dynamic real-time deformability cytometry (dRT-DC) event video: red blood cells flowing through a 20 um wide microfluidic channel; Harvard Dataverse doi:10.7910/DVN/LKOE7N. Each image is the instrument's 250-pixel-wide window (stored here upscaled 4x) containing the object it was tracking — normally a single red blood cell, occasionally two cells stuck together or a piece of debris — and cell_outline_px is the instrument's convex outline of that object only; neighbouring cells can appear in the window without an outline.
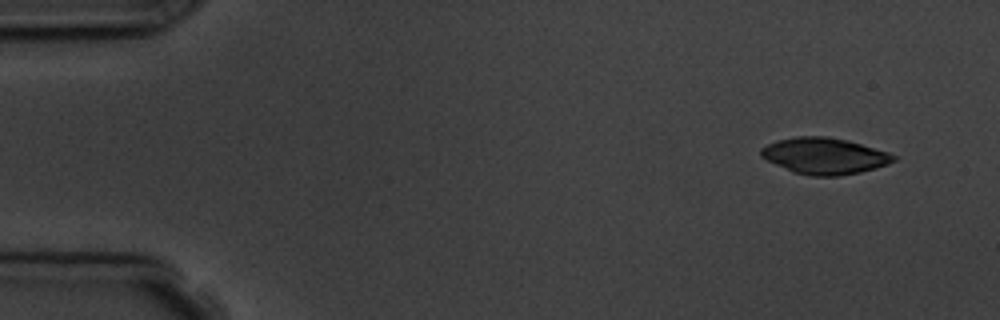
{"species": "common noctule bat (a hibernating species)", "species_latin": "Nyctalus noctula", "temperature_condition": "room temperature", "stored_images_in_passage": 4, "camera_frame_rate_fps": 3000, "um_per_image_px": 0.085, "animal": {"sex": "male", "body_mass_g": 19.5, "forearm_length_mm": 54.6}, "frame": {"image": 1, "passage_image": 1, "time_ms": 0.0, "image_size_px": [1000, 320], "cell_outline_px": [[900, 156], [896, 160], [888, 164], [876, 168], [860, 172], [840, 176], [812, 176], [792, 172], [760, 156], [760, 148], [776, 140], [796, 136], [828, 136], [848, 140], [888, 152]], "centroid_in_image_um": [70.1, 13.25], "position_along_channel_um": 14.9, "area_um2": 28.26}}
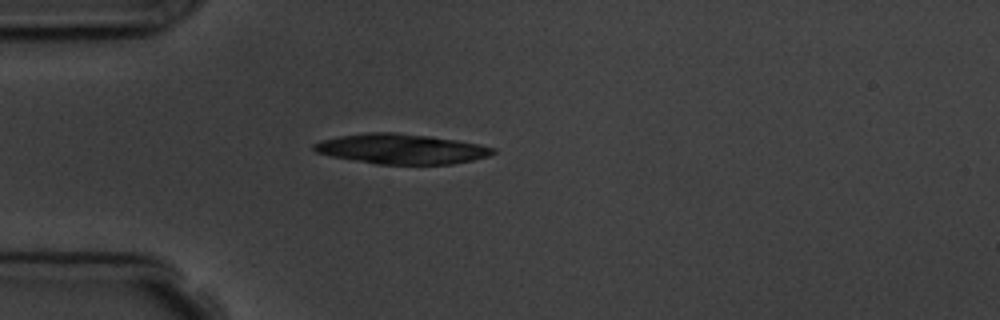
{"frame": {"image": 2, "passage_image": 4, "time_ms": 3.667, "image_size_px": [1000, 320], "cell_outline_px": [[496, 152], [488, 156], [472, 160], [452, 164], [376, 164], [332, 156], [316, 152], [312, 148], [312, 144], [320, 140], [340, 136], [368, 132], [396, 132], [428, 136], [456, 140], [480, 144], [496, 148]], "centroid_in_image_um": [34.11, 12.65], "position_along_channel_um": 50.9, "area_um2": 31.27}}